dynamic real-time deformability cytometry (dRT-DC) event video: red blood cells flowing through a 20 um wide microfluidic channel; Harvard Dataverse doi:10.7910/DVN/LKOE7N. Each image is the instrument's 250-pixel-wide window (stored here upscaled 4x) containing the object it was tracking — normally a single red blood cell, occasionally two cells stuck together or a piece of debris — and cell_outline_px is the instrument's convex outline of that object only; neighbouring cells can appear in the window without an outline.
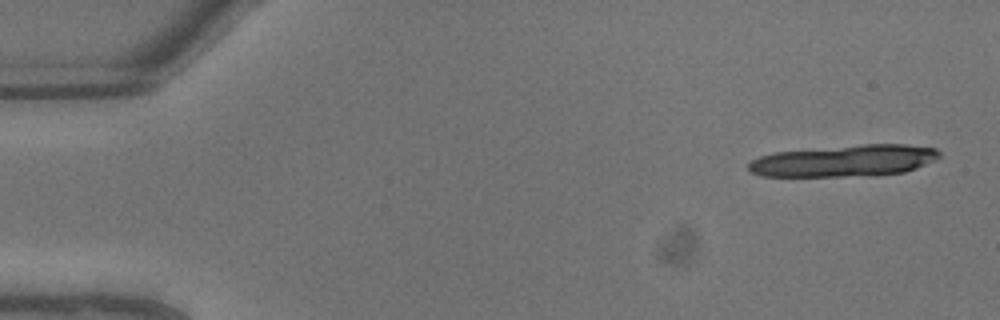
{"species": "common noctule bat (a hibernating species)", "species_latin": "Nyctalus noctula", "temperature_condition": "warm", "stored_images_in_passage": 8, "segment_of_instrument_passage": [1, 2], "camera_frame_rate_fps": 3000, "um_per_image_px": 0.085, "animal": {"sex": "male", "body_mass_g": 13.3}, "frame": {"image": 1, "passage_image": 1, "time_ms": 0.0, "image_size_px": [1000, 320], "cell_outline_px": [[940, 156], [936, 160], [916, 168], [904, 172], [876, 176], [760, 176], [752, 172], [748, 168], [748, 164], [752, 160], [760, 156], [772, 152], [860, 144], [904, 144], [936, 148], [940, 152]], "centroid_in_image_um": [71.79, 13.66], "position_along_channel_um": 13.2, "area_um2": 35.55}}